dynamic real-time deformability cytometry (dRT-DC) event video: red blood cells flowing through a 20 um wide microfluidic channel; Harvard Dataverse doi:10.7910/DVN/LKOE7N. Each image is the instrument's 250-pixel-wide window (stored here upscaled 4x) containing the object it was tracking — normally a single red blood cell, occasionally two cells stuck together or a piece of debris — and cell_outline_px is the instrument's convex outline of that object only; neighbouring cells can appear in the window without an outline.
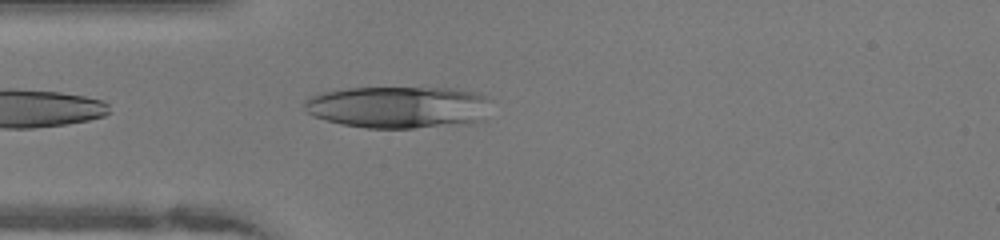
{"species": "human", "species_latin": "Homo sapiens", "temperature_condition": "warm", "stored_images_in_passage": 8, "camera_frame_rate_fps": 3000, "um_per_image_px": 0.085, "donor": {"sex": "female"}, "frame": {"image": 1, "passage_image": 1, "time_ms": 0.0, "image_size_px": [1000, 240], "cell_outline_px": [[492, 100], [488, 120], [468, 124], [412, 128], [364, 128], [340, 124], [312, 116], [304, 108], [304, 100], [308, 96], [320, 92], [348, 88], [448, 88], [480, 92]], "centroid_in_image_um": [33.95, 9.11], "position_along_channel_um": 51.1, "area_um2": 46.88}}
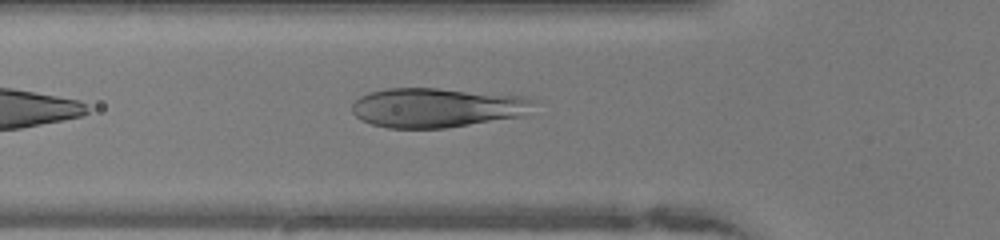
{"frame": {"image": 2, "passage_image": 4, "time_ms": 1.0, "image_size_px": [1000, 240], "cell_outline_px": [[536, 100], [520, 116], [444, 128], [388, 128], [372, 124], [360, 120], [352, 112], [352, 104], [360, 96], [368, 92], [388, 88], [436, 88], [524, 96]], "centroid_in_image_um": [37.04, 9.14], "position_along_channel_um": 88.8, "area_um2": 41.38}}